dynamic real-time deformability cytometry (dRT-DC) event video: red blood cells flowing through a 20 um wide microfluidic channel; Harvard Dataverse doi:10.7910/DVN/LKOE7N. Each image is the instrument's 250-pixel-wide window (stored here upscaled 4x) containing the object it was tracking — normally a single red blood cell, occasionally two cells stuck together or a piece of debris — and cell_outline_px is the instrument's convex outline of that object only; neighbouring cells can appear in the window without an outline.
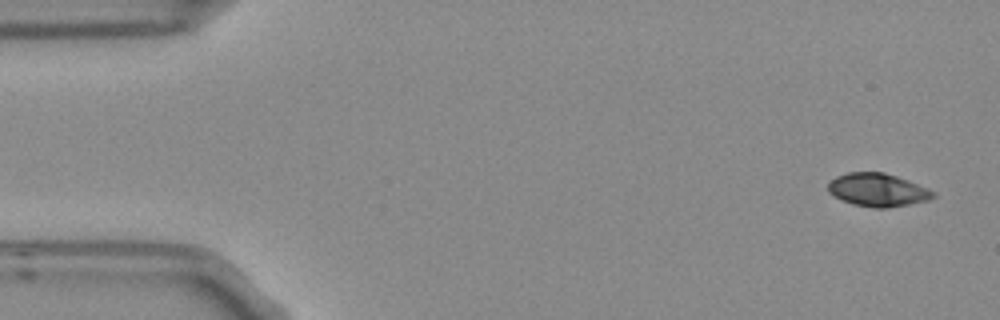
{"species": "Egyptian fruit bat (a non-hibernating species)", "species_latin": "Rousettus aegyptiacus", "temperature_condition": "room temperature", "stored_images_in_passage": 5, "camera_frame_rate_fps": 3000, "um_per_image_px": 0.085, "frame": {"image": 1, "passage_image": 1, "time_ms": 0.0, "image_size_px": [1000, 320], "cell_outline_px": [[936, 196], [928, 200], [888, 208], [872, 208], [852, 204], [828, 192], [828, 180], [836, 176], [848, 172], [884, 172], [908, 180], [928, 188], [936, 192]], "centroid_in_image_um": [74.61, 16.14], "position_along_channel_um": 10.4, "area_um2": 20.35}}